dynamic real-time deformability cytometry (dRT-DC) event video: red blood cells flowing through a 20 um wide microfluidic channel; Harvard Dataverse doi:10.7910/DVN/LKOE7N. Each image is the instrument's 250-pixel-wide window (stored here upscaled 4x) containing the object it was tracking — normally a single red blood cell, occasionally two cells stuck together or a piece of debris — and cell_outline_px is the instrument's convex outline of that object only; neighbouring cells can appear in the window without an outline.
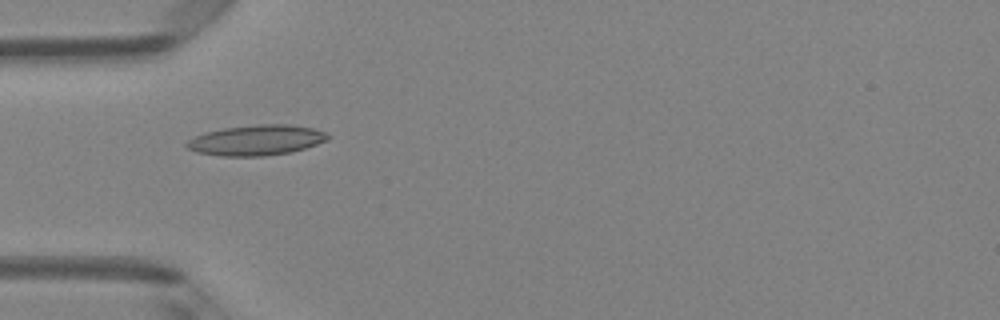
{"species": "Egyptian fruit bat (a non-hibernating species)", "species_latin": "Rousettus aegyptiacus", "temperature_condition": "room temperature", "stored_images_in_passage": 8, "camera_frame_rate_fps": 3000, "um_per_image_px": 0.085, "animal": {"sex": "female"}, "frame": {"image": 1, "passage_image": 4, "time_ms": 1.0, "image_size_px": [1000, 320], "cell_outline_px": [[328, 140], [304, 148], [288, 152], [264, 156], [220, 156], [196, 152], [188, 148], [184, 144], [188, 140], [204, 132], [224, 128], [256, 124], [288, 124], [312, 128], [328, 132]], "centroid_in_image_um": [21.77, 11.91], "position_along_channel_um": 63.2, "area_um2": 24.91}}
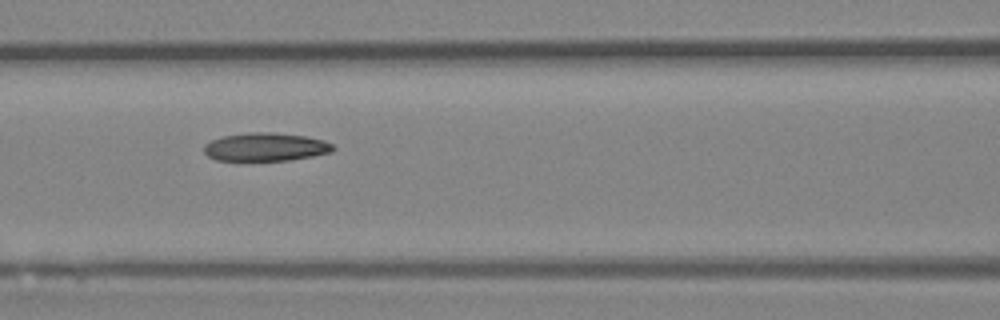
{"frame": {"image": 2, "passage_image": 6, "time_ms": 1.667, "image_size_px": [1000, 320], "cell_outline_px": [[336, 148], [332, 152], [312, 156], [288, 160], [216, 160], [208, 156], [204, 152], [204, 144], [212, 140], [224, 136], [248, 132], [272, 132], [304, 136], [324, 140], [332, 144]], "centroid_in_image_um": [22.58, 12.49], "position_along_channel_um": 144.0, "area_um2": 21.15}}
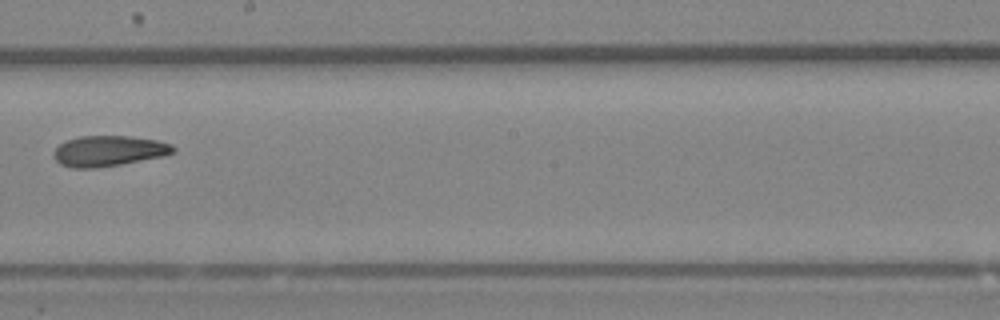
{"frame": {"image": 3, "passage_image": 8, "time_ms": 2.333, "image_size_px": [1000, 320], "cell_outline_px": [[176, 148], [172, 152], [160, 156], [120, 164], [96, 168], [72, 168], [60, 164], [52, 156], [52, 152], [60, 144], [68, 140], [80, 136], [128, 136], [156, 140], [172, 144]], "centroid_in_image_um": [9.18, 12.83], "position_along_channel_um": 239.0, "area_um2": 21.04}}